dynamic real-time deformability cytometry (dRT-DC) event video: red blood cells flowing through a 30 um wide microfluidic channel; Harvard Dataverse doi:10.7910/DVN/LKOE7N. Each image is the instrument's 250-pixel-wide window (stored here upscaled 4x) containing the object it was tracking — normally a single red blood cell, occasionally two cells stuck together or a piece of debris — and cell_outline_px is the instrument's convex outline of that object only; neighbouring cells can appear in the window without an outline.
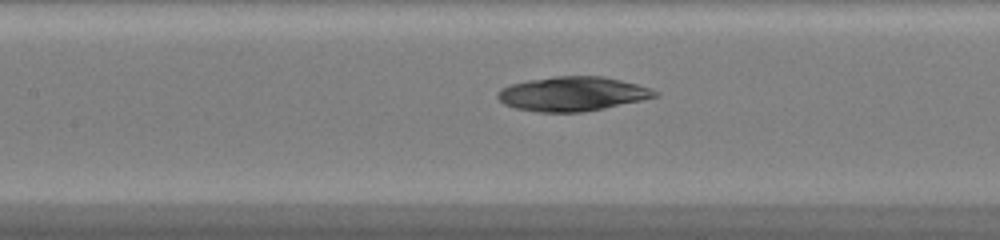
{"species": "common noctule bat (a hibernating species)", "species_latin": "Nyctalus noctula", "temperature_condition": "warm", "stored_images_in_passage": 30, "camera_frame_rate_fps": 3000, "um_per_image_px": 0.085, "animal": {"sex": "female", "body_mass_g": 20.0, "forearm_length_mm": 54.0}, "frame": {"image": 1, "passage_image": 13, "time_ms": 4.0, "image_size_px": [1000, 240], "cell_outline_px": [[660, 96], [604, 108], [584, 112], [536, 112], [516, 108], [504, 104], [496, 96], [500, 88], [512, 84], [528, 80], [556, 76], [604, 76], [652, 88], [660, 92]], "centroid_in_image_um": [48.68, 7.98], "position_along_channel_um": 158.7, "area_um2": 31.5}}
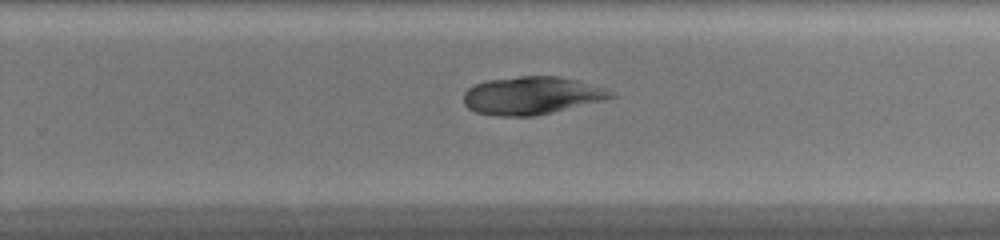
{"frame": {"image": 2, "passage_image": 22, "time_ms": 7.0, "image_size_px": [1000, 240], "cell_outline_px": [[616, 96], [552, 112], [532, 116], [500, 116], [476, 112], [468, 108], [464, 104], [464, 92], [468, 88], [476, 84], [488, 80], [520, 76], [560, 76], [608, 88], [616, 92]], "centroid_in_image_um": [45.19, 8.11], "position_along_channel_um": 284.6, "area_um2": 32.25}}
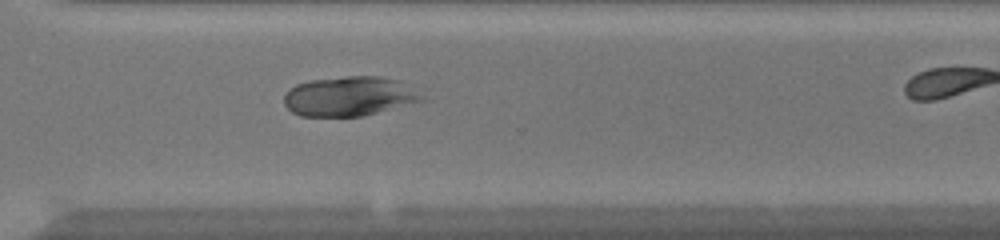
{"frame": {"image": 3, "passage_image": 26, "time_ms": 8.333, "image_size_px": [1000, 240], "cell_outline_px": [[432, 100], [360, 116], [300, 116], [292, 112], [284, 104], [284, 96], [296, 84], [308, 80], [348, 76], [380, 76], [396, 80]], "centroid_in_image_um": [29.73, 8.19], "position_along_channel_um": 340.9, "area_um2": 31.85}}